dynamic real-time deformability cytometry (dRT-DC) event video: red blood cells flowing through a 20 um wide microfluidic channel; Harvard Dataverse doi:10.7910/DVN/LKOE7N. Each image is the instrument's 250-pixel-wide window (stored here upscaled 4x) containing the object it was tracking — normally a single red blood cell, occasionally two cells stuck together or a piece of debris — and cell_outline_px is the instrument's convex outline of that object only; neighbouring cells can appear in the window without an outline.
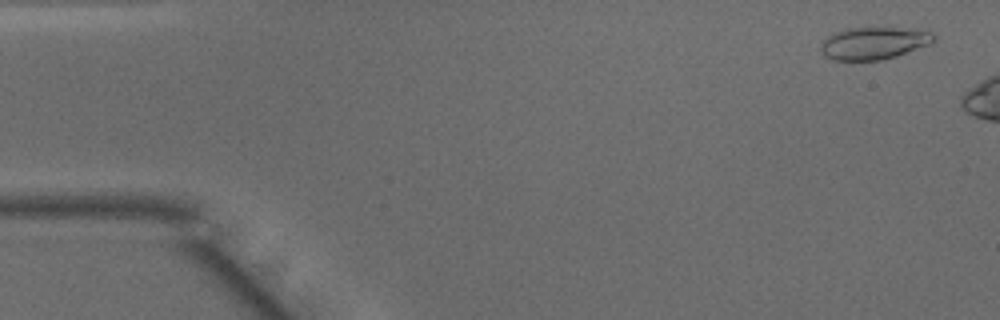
{"species": "common noctule bat (a hibernating species)", "species_latin": "Nyctalus noctula", "temperature_condition": "warm", "stored_images_in_passage": 9, "camera_frame_rate_fps": 3000, "um_per_image_px": 0.085, "animal": {"sex": "male", "body_mass_g": 15.6}, "frame": {"image": 1, "passage_image": 2, "time_ms": 0.333, "image_size_px": [1000, 320], "cell_outline_px": [[936, 40], [928, 44], [896, 56], [880, 60], [832, 60], [824, 56], [820, 52], [820, 44], [828, 36], [836, 32], [848, 28], [884, 24], [932, 32], [936, 36]], "centroid_in_image_um": [74.27, 3.61], "position_along_channel_um": 10.7, "area_um2": 22.08}}